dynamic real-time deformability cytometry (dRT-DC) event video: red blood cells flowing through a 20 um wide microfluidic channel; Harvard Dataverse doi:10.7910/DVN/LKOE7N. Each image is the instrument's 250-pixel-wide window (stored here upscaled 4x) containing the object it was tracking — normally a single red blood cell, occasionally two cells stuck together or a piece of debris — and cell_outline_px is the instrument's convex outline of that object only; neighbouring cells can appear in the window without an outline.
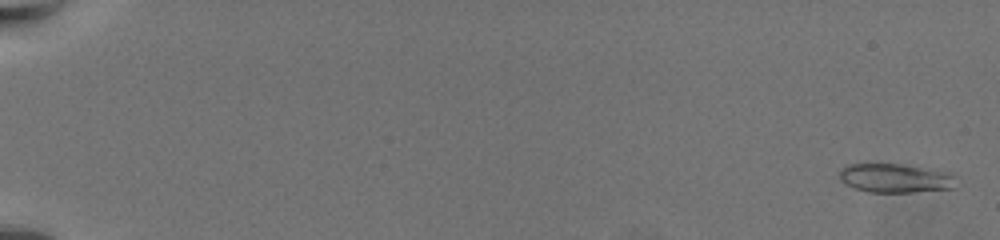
{"species": "common noctule bat (a hibernating species)", "species_latin": "Nyctalus noctula", "temperature_condition": "warm", "stored_images_in_passage": 63, "camera_frame_rate_fps": 3000, "um_per_image_px": 0.085, "animal": {"sex": "female", "body_mass_g": 19.5, "forearm_length_mm": 54.1}, "frame": {"image": 1, "passage_image": 3, "time_ms": 0.667, "image_size_px": [1000, 240], "cell_outline_px": [[948, 188], [912, 192], [868, 192], [856, 188], [848, 184], [840, 176], [840, 172], [844, 168], [852, 164], [896, 164], [916, 168], [948, 176]], "centroid_in_image_um": [75.84, 15.16], "position_along_channel_um": 9.2, "area_um2": 17.69}}
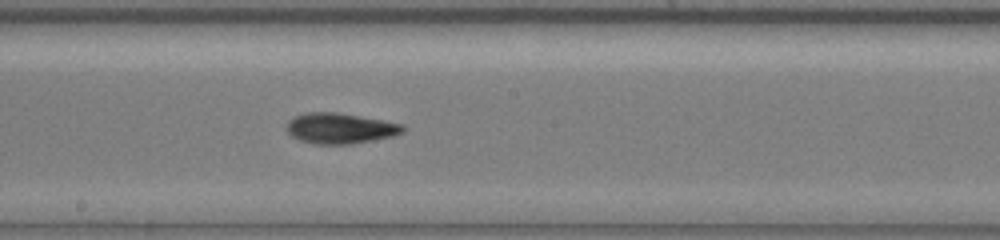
{"frame": {"image": 2, "passage_image": 40, "time_ms": 13.0, "image_size_px": [1000, 240], "cell_outline_px": [[404, 132], [392, 136], [352, 144], [312, 144], [300, 140], [292, 136], [288, 132], [288, 124], [296, 116], [308, 112], [336, 112], [380, 120], [400, 124], [404, 128]], "centroid_in_image_um": [28.9, 10.92], "position_along_channel_um": 219.3, "area_um2": 20.23}}
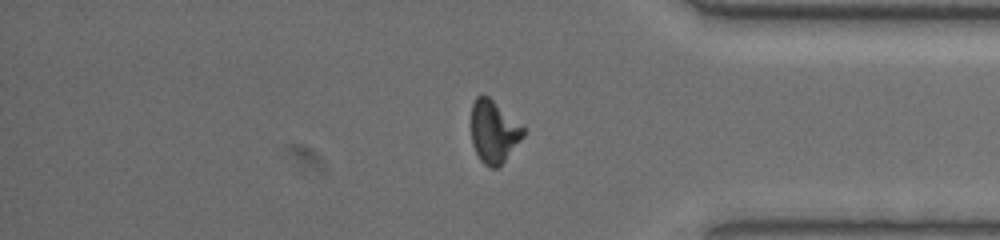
{"frame": {"image": 3, "passage_image": 56, "time_ms": 18.333, "image_size_px": [1000, 240], "cell_outline_px": [[524, 136], [504, 160], [496, 168], [488, 168], [480, 160], [472, 144], [472, 104], [476, 96], [488, 96], [524, 128]], "centroid_in_image_um": [41.95, 11.21], "position_along_channel_um": 393.3, "area_um2": 18.5}}